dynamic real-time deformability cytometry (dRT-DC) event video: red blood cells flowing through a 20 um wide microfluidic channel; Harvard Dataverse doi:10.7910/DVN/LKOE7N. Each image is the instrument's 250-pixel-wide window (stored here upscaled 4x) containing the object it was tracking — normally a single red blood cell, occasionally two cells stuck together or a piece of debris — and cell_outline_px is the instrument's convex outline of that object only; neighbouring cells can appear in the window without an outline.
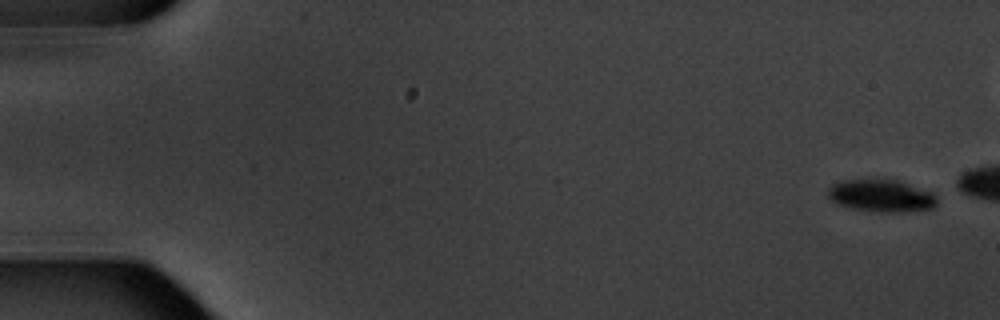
{"species": "common noctule bat (a hibernating species)", "species_latin": "Nyctalus noctula", "temperature_condition": "warm", "stored_images_in_passage": 4, "camera_frame_rate_fps": 3000, "um_per_image_px": 0.085, "animal": {"sex": "male", "body_mass_g": 20.1, "forearm_length_mm": 53.5}, "frame": {"image": 1, "passage_image": 1, "time_ms": 0.0, "image_size_px": [1000, 320], "cell_outline_px": [[936, 204], [932, 208], [900, 212], [880, 212], [852, 208], [836, 204], [828, 196], [828, 188], [832, 184], [844, 180], [896, 180], [932, 192], [936, 196]], "centroid_in_image_um": [74.88, 16.65], "position_along_channel_um": 10.1, "area_um2": 20.23}}